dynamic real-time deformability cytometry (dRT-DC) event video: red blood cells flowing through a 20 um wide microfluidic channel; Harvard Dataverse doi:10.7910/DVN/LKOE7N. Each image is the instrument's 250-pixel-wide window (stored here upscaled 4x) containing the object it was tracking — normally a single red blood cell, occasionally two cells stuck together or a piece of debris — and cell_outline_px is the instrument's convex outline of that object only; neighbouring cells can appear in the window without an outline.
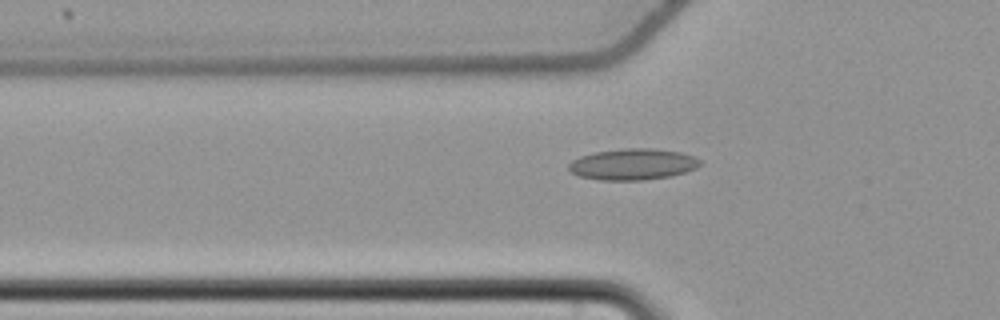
{"species": "common noctule bat (a hibernating species)", "species_latin": "Nyctalus noctula", "temperature_condition": "cold", "stored_images_in_passage": 56, "camera_frame_rate_fps": 3000, "um_per_image_px": 0.085, "animal": {"sex": "female", "body_mass_g": 22.7, "forearm_length_mm": 54.2}, "frame": {"image": 1, "passage_image": 20, "time_ms": 6.333, "image_size_px": [1000, 320], "cell_outline_px": [[700, 164], [696, 168], [672, 176], [644, 180], [600, 180], [580, 176], [572, 172], [568, 168], [568, 164], [572, 160], [580, 156], [592, 152], [624, 148], [652, 148], [680, 152], [692, 156], [700, 160]], "centroid_in_image_um": [53.76, 13.96], "position_along_channel_um": 72.0, "area_um2": 23.93}}
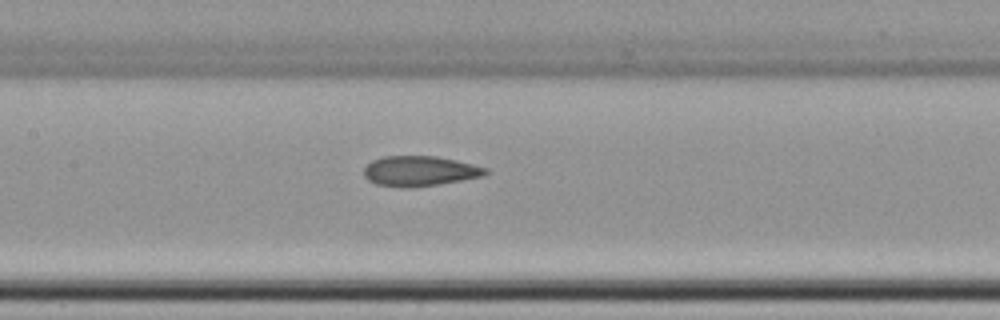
{"frame": {"image": 2, "passage_image": 28, "time_ms": 9.0, "image_size_px": [1000, 320], "cell_outline_px": [[492, 172], [484, 176], [440, 184], [408, 188], [404, 188], [376, 184], [368, 180], [364, 176], [364, 168], [372, 160], [384, 156], [436, 156], [456, 160], [488, 168]], "centroid_in_image_um": [35.71, 14.54], "position_along_channel_um": 171.7, "area_um2": 21.56}}
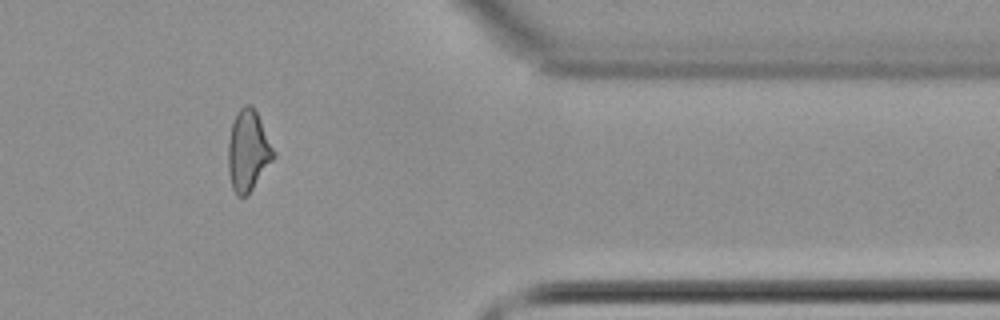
{"frame": {"image": 3, "passage_image": 47, "time_ms": 15.333, "image_size_px": [1000, 320], "cell_outline_px": [[276, 156], [252, 188], [244, 196], [236, 196], [232, 188], [228, 172], [228, 140], [232, 124], [236, 112], [244, 104], [252, 104], [276, 152]], "centroid_in_image_um": [21.08, 12.79], "position_along_channel_um": 390.3, "area_um2": 21.33}, "authors_computed_cell_mechanics": {"area_um2": 21.6461, "velocity_mm_per_s": 3.7485, "shape_relaxation_time_tau1_ms": null, "shape_relaxation_time_tau2_ms": 2.4783, "deformation_change_tau1": null, "deformation_change_tau2": 0.0759}}